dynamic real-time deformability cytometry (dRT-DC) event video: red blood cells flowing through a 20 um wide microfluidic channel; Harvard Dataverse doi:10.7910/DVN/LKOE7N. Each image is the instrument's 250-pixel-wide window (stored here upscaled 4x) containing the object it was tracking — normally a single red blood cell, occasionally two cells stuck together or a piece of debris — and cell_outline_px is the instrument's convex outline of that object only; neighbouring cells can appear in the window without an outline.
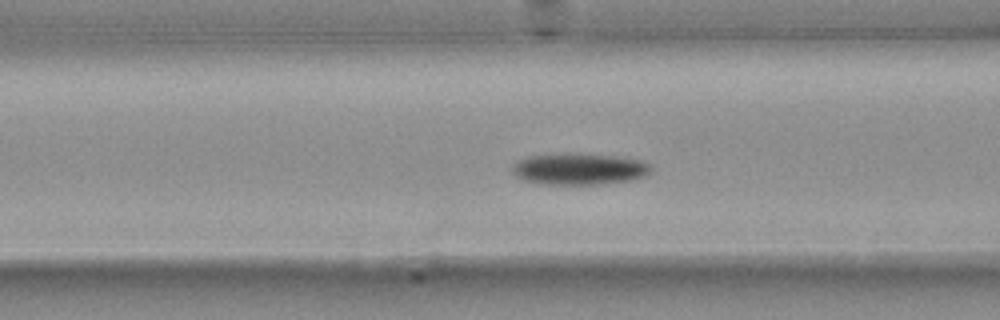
{"species": "common noctule bat (a hibernating species)", "species_latin": "Nyctalus noctula", "temperature_condition": "warm", "stored_images_in_passage": 46, "camera_frame_rate_fps": 3000, "um_per_image_px": 0.085, "animal": {"sex": "female", "body_mass_g": 25.1}, "frame": {"image": 1, "passage_image": 21, "time_ms": 6.667, "image_size_px": [1000, 320], "cell_outline_px": [[652, 172], [648, 176], [632, 180], [604, 184], [540, 184], [520, 180], [512, 172], [512, 164], [516, 160], [528, 156], [572, 152], [608, 156], [640, 160], [648, 164], [652, 168]], "centroid_in_image_um": [49.19, 14.37], "position_along_channel_um": 117.4, "area_um2": 25.89}}
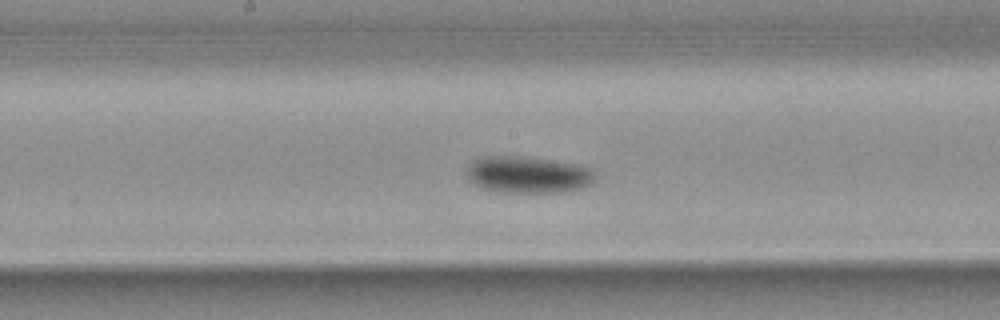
{"frame": {"image": 2, "passage_image": 28, "time_ms": 9.0, "image_size_px": [1000, 320], "cell_outline_px": [[596, 176], [592, 184], [580, 188], [564, 192], [500, 192], [484, 188], [468, 180], [468, 164], [472, 160], [484, 156], [532, 156], [584, 164], [592, 168]], "centroid_in_image_um": [44.95, 14.82], "position_along_channel_um": 203.3, "area_um2": 28.15}}
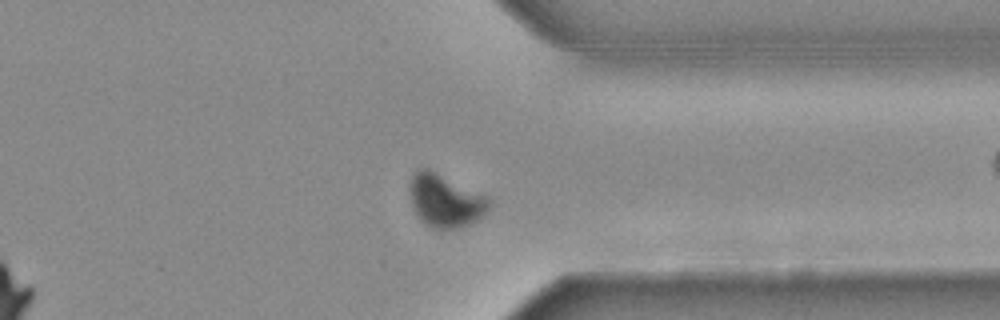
{"frame": {"image": 3, "passage_image": 42, "time_ms": 13.667, "image_size_px": [1000, 320], "cell_outline_px": [[492, 204], [484, 216], [460, 228], [432, 228], [416, 212], [412, 200], [408, 184], [416, 168], [428, 168], [488, 196]], "centroid_in_image_um": [37.89, 17.02], "position_along_channel_um": 373.5, "area_um2": 24.28}, "authors_computed_cell_mechanics": {"area_um2": 25.5476, "velocity_mm_per_s": 3.7042, "shape_relaxation_time_tau1_ms": 3.4142, "shape_relaxation_time_tau2_ms": null, "deformation_change_tau1": 0.1561, "deformation_change_tau2": null}}